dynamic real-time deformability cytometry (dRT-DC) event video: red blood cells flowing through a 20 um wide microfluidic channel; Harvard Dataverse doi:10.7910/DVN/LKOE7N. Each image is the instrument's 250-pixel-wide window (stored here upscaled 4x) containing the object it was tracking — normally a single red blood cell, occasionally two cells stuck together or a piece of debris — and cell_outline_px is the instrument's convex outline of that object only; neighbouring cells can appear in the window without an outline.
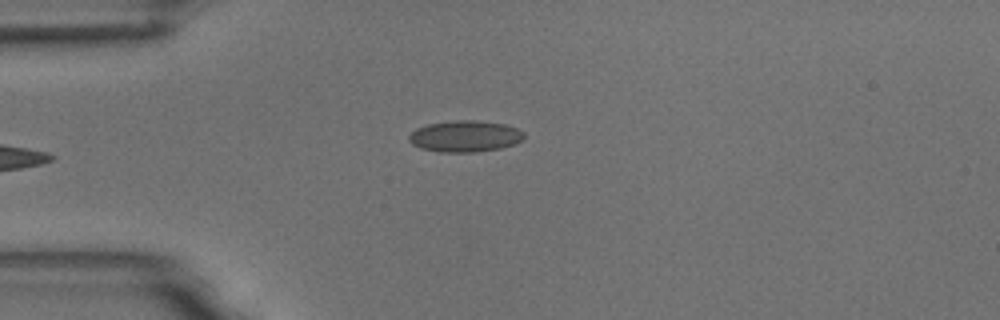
{"species": "common noctule bat (a hibernating species)", "species_latin": "Nyctalus noctula", "temperature_condition": "room temperature", "stored_images_in_passage": 5, "camera_frame_rate_fps": 3000, "um_per_image_px": 0.085, "animal": {"sex": "male", "body_mass_g": 18.8}, "frame": {"image": 1, "passage_image": 5, "time_ms": 4.667, "image_size_px": [1000, 320], "cell_outline_px": [[524, 140], [516, 144], [500, 148], [476, 152], [440, 152], [420, 148], [412, 144], [408, 140], [408, 136], [416, 128], [428, 124], [456, 120], [476, 120], [504, 124], [520, 128], [524, 132]], "centroid_in_image_um": [39.56, 11.58], "position_along_channel_um": 45.4, "area_um2": 21.27}}